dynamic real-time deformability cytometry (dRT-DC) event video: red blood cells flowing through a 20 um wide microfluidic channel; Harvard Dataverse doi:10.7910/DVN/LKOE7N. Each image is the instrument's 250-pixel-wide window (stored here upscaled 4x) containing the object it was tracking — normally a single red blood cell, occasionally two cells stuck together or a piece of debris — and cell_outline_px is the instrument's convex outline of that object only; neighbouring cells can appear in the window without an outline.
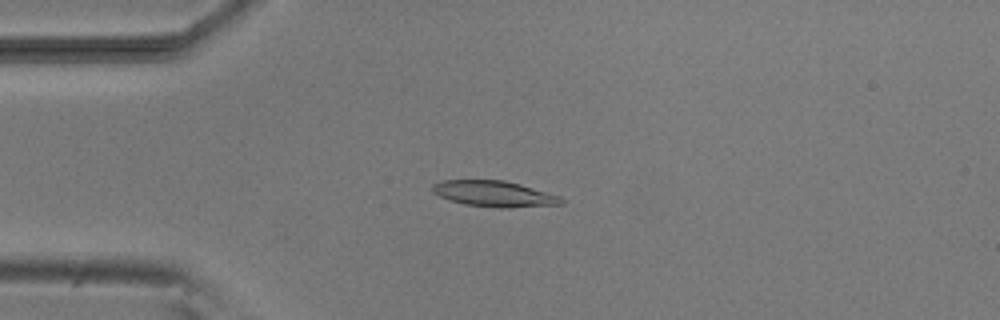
{"species": "common noctule bat (a hibernating species)", "species_latin": "Nyctalus noctula", "temperature_condition": "room temperature", "stored_images_in_passage": 5, "camera_frame_rate_fps": 3000, "um_per_image_px": 0.085, "animal": {"sex": "male", "body_mass_g": 20.5, "forearm_length_mm": 52.5}, "frame": {"image": 1, "passage_image": 3, "time_ms": 2.333, "image_size_px": [1000, 320], "cell_outline_px": [[564, 204], [508, 208], [496, 208], [464, 204], [440, 196], [432, 192], [432, 184], [440, 180], [504, 180], [520, 184], [560, 196], [564, 200]], "centroid_in_image_um": [42.01, 16.47], "position_along_channel_um": 43.0, "area_um2": 19.48}}
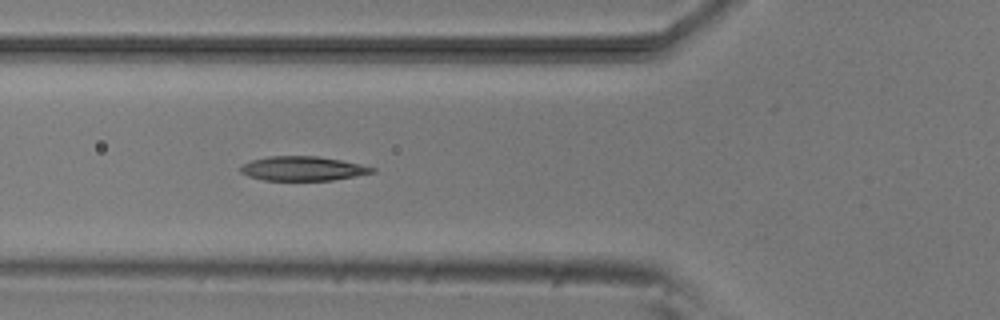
{"frame": {"image": 2, "passage_image": 5, "time_ms": 4.333, "image_size_px": [1000, 320], "cell_outline_px": [[376, 172], [356, 176], [332, 180], [264, 180], [248, 176], [240, 172], [240, 168], [244, 164], [252, 160], [268, 156], [316, 156], [340, 160], [360, 164], [376, 168]], "centroid_in_image_um": [25.75, 14.33], "position_along_channel_um": 100.1, "area_um2": 18.55}}